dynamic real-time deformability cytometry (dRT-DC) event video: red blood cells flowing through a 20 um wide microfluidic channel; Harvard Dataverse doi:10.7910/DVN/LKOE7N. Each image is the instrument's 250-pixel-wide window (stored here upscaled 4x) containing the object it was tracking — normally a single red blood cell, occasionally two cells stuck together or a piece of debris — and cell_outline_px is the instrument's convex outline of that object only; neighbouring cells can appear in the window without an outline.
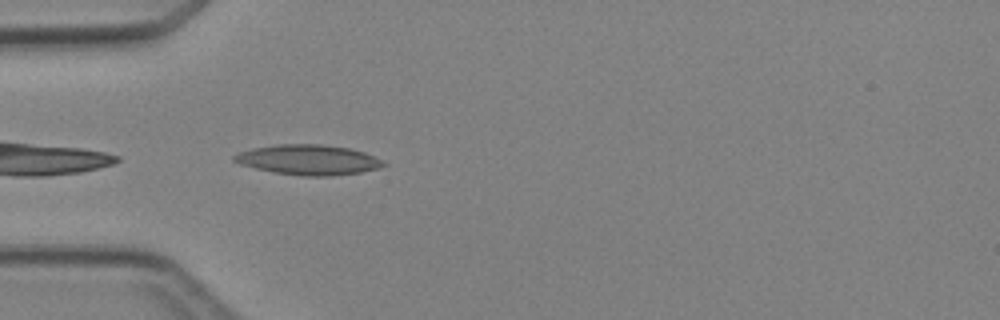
{"species": "Egyptian fruit bat (a non-hibernating species)", "species_latin": "Rousettus aegyptiacus", "temperature_condition": "cold", "stored_images_in_passage": 1, "camera_frame_rate_fps": 3000, "um_per_image_px": 0.085, "animal": {"sex": "female"}, "frame": {"image": 1, "passage_image": 1, "time_ms": 0.0, "image_size_px": [1000, 320], "cell_outline_px": [[388, 164], [380, 168], [360, 172], [328, 176], [304, 176], [276, 172], [256, 168], [240, 164], [232, 160], [232, 156], [240, 152], [252, 148], [276, 144], [320, 144], [348, 148], [364, 152]], "centroid_in_image_um": [26.2, 13.58], "position_along_channel_um": 58.8, "area_um2": 25.95}}